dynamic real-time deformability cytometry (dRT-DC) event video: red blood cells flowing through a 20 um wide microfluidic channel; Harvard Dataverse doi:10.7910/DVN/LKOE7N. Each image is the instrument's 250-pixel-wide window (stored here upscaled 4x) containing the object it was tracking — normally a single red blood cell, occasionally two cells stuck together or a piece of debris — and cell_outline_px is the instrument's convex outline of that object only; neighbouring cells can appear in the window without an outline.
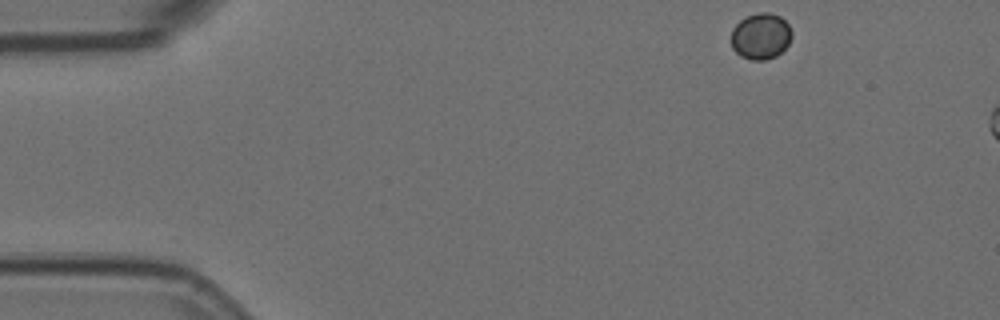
{"species": "Egyptian fruit bat (a non-hibernating species)", "species_latin": "Rousettus aegyptiacus", "temperature_condition": "room temperature", "stored_images_in_passage": 2, "camera_frame_rate_fps": 3000, "um_per_image_px": 0.085, "animal": {"sex": "female"}, "frame": {"image": 1, "passage_image": 1, "time_ms": 0.0, "image_size_px": [1000, 320], "cell_outline_px": [[792, 36], [788, 44], [776, 56], [764, 60], [752, 60], [740, 56], [732, 48], [728, 40], [732, 28], [744, 16], [756, 12], [768, 12], [780, 16], [788, 24], [792, 32]], "centroid_in_image_um": [64.61, 3.06], "position_along_channel_um": 20.4, "area_um2": 16.7}}